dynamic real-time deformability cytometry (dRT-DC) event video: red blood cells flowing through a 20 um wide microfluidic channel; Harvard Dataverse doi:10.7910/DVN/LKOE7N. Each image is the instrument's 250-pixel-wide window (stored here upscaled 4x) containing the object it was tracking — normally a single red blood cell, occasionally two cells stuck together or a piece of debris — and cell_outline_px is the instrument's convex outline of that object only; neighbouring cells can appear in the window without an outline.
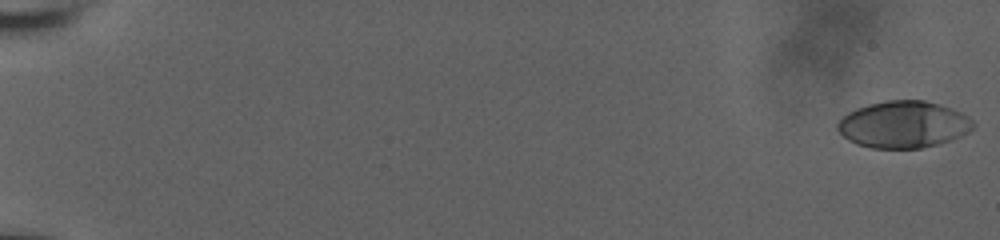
{"species": "human", "species_latin": "Homo sapiens", "temperature_condition": "room temperature", "stored_images_in_passage": 58, "camera_frame_rate_fps": 3000, "um_per_image_px": 0.085, "donor": {"sex": "male"}, "frame": {"image": 1, "passage_image": 1, "time_ms": 0.0, "image_size_px": [1000, 240], "cell_outline_px": [[976, 124], [968, 132], [952, 140], [920, 148], [872, 148], [856, 144], [848, 140], [836, 128], [836, 124], [848, 112], [856, 108], [868, 104], [888, 100], [924, 100], [940, 104], [952, 108], [960, 112], [972, 120]], "centroid_in_image_um": [76.79, 10.58], "position_along_channel_um": 8.2, "area_um2": 36.99}}
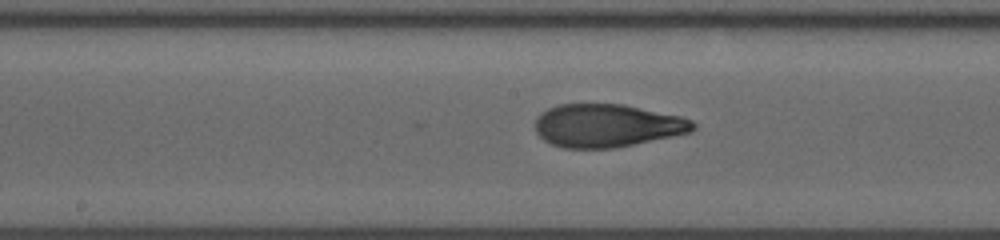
{"frame": {"image": 2, "passage_image": 33, "time_ms": 10.667, "image_size_px": [1000, 240], "cell_outline_px": [[696, 128], [692, 132], [616, 148], [564, 148], [552, 144], [544, 140], [536, 132], [536, 116], [540, 112], [548, 108], [560, 104], [624, 104], [680, 116], [692, 120], [696, 124]], "centroid_in_image_um": [51.61, 10.67], "position_along_channel_um": 196.6, "area_um2": 39.77}}
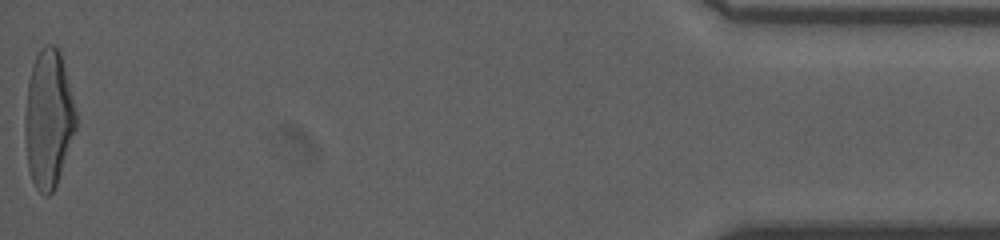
{"frame": {"image": 3, "passage_image": 58, "time_ms": 19.0, "image_size_px": [1000, 240], "cell_outline_px": [[76, 128], [56, 184], [52, 192], [48, 196], [44, 196], [36, 188], [32, 180], [28, 168], [24, 136], [24, 120], [28, 80], [36, 56], [40, 48], [44, 44], [52, 44], [60, 52], [76, 112]], "centroid_in_image_um": [4.09, 10.11], "position_along_channel_um": 431.1, "area_um2": 40.63}, "authors_computed_cell_mechanics": {"area_um2": 39.1017, "velocity_mm_per_s": 3.8342, "shape_relaxation_time_tau1_ms": 5.197, "shape_relaxation_time_tau2_ms": 1.0859, "deformation_change_tau1": 0.2247, "deformation_change_tau2": 0.0748}}